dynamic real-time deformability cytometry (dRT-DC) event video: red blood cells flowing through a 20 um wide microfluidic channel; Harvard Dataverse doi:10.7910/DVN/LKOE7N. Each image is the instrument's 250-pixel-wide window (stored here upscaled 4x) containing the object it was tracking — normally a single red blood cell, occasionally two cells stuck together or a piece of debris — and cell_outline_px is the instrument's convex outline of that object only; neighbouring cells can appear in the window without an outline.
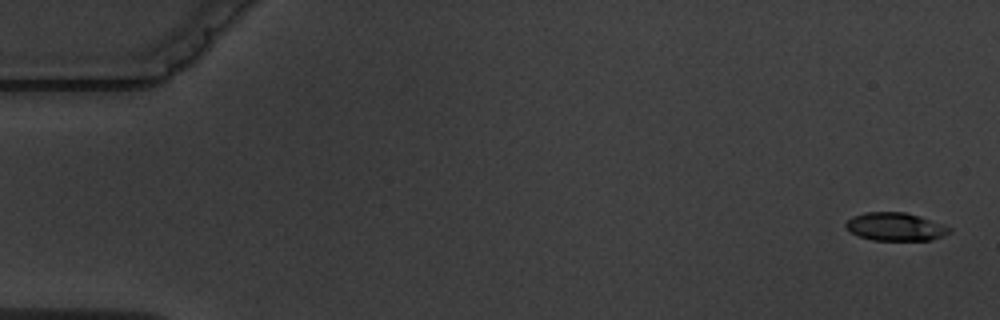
{"species": "common noctule bat (a hibernating species)", "species_latin": "Nyctalus noctula", "temperature_condition": "warm", "stored_images_in_passage": 7, "camera_frame_rate_fps": 3000, "um_per_image_px": 0.085, "animal": {"sex": "male", "body_mass_g": 19.5, "forearm_length_mm": 54.6}, "frame": {"image": 1, "passage_image": 1, "time_ms": 0.0, "image_size_px": [1000, 320], "cell_outline_px": [[952, 232], [932, 240], [872, 240], [860, 236], [852, 232], [844, 224], [852, 216], [864, 212], [904, 212], [952, 228]], "centroid_in_image_um": [76.09, 19.28], "position_along_channel_um": 8.9, "area_um2": 16.65}}
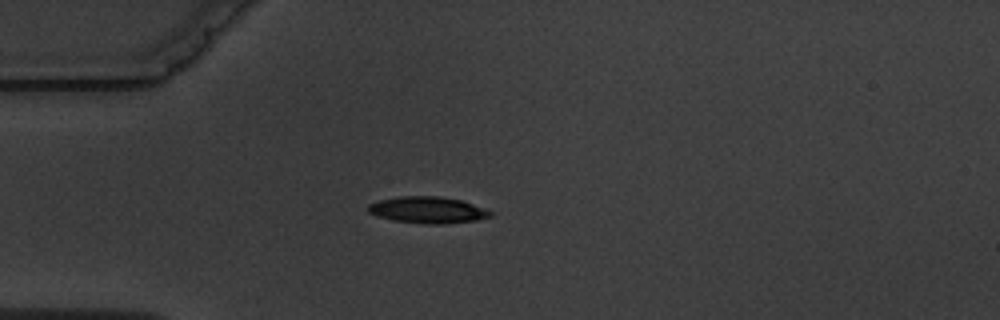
{"frame": {"image": 2, "passage_image": 5, "time_ms": 4.667, "image_size_px": [1000, 320], "cell_outline_px": [[492, 216], [476, 220], [444, 224], [428, 224], [392, 220], [368, 212], [368, 204], [376, 200], [400, 196], [440, 196], [460, 200], [488, 208], [492, 212]], "centroid_in_image_um": [36.38, 17.84], "position_along_channel_um": 48.6, "area_um2": 19.02}}
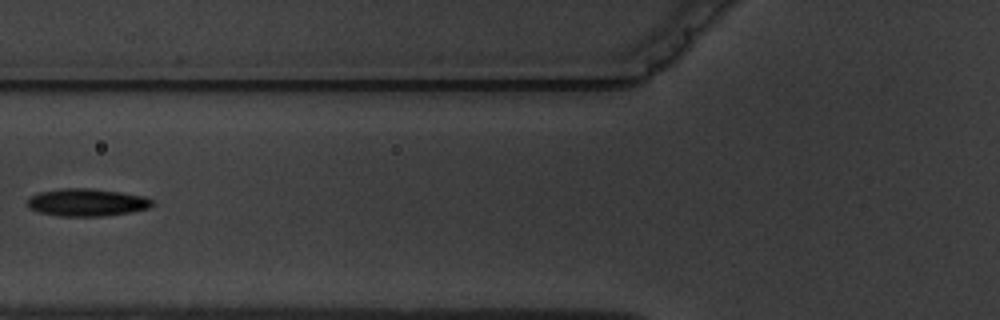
{"frame": {"image": 3, "passage_image": 7, "time_ms": 7.0, "image_size_px": [1000, 320], "cell_outline_px": [[152, 204], [148, 208], [132, 212], [104, 216], [60, 216], [40, 212], [28, 208], [28, 196], [40, 192], [60, 188], [92, 188], [120, 192], [144, 196], [152, 200]], "centroid_in_image_um": [7.36, 17.2], "position_along_channel_um": 118.4, "area_um2": 20.06}}